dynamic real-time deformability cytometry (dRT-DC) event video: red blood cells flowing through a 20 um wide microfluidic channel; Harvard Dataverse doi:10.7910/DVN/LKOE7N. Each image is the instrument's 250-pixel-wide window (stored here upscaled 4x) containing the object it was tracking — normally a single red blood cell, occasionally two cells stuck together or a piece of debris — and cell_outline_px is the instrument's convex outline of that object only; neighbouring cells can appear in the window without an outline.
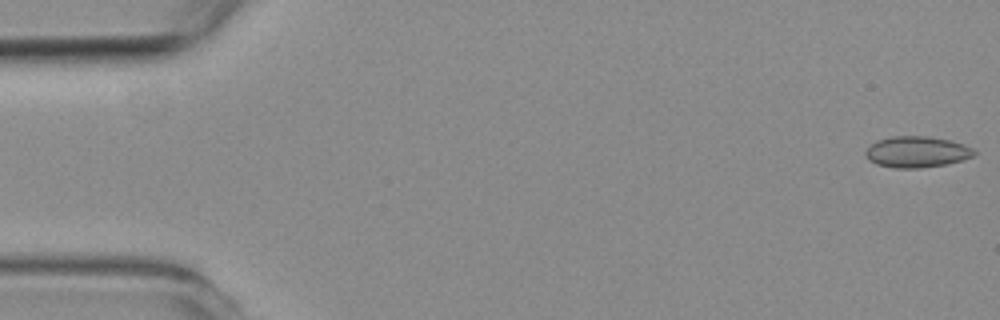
{"species": "common noctule bat (a hibernating species)", "species_latin": "Nyctalus noctula", "temperature_condition": "room temperature", "stored_images_in_passage": 6, "camera_frame_rate_fps": 3000, "um_per_image_px": 0.085, "animal": {"sex": "female", "body_mass_g": 19.3, "forearm_length_mm": 54.1}, "frame": {"image": 1, "passage_image": 1, "time_ms": 0.0, "image_size_px": [1000, 320], "cell_outline_px": [[976, 152], [972, 156], [960, 160], [944, 164], [920, 168], [892, 168], [876, 164], [868, 160], [864, 152], [876, 140], [892, 136], [928, 136], [952, 140], [964, 144], [972, 148]], "centroid_in_image_um": [77.89, 12.9], "position_along_channel_um": 7.1, "area_um2": 19.71}}